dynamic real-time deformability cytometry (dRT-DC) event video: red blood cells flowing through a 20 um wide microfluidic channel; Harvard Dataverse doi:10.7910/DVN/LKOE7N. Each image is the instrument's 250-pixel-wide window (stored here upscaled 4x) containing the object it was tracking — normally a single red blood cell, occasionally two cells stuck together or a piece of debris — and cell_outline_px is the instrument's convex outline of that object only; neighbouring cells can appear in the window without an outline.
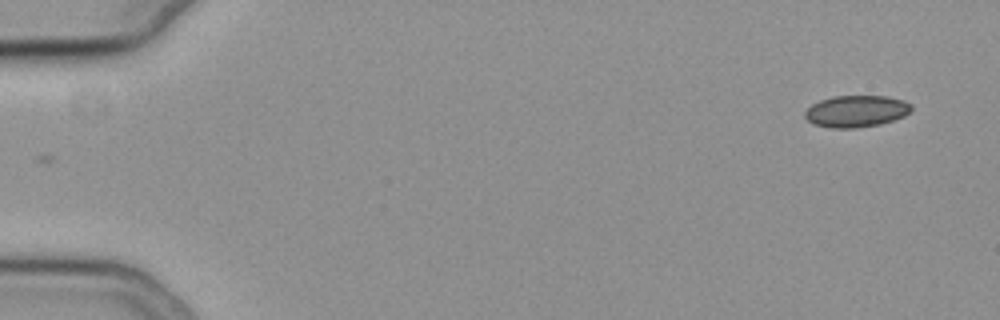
{"species": "common noctule bat (a hibernating species)", "species_latin": "Nyctalus noctula", "temperature_condition": "cold", "stored_images_in_passage": 53, "camera_frame_rate_fps": 3000, "um_per_image_px": 0.085, "animal": {"sex": "female", "body_mass_g": 19.3, "forearm_length_mm": 54.1}, "frame": {"image": 1, "passage_image": 1, "time_ms": 0.0, "image_size_px": [1000, 320], "cell_outline_px": [[912, 112], [904, 116], [880, 124], [856, 128], [832, 128], [812, 124], [804, 116], [804, 112], [812, 104], [820, 100], [832, 96], [888, 96], [904, 100], [912, 104]], "centroid_in_image_um": [72.79, 9.45], "position_along_channel_um": 12.2, "area_um2": 19.88}}
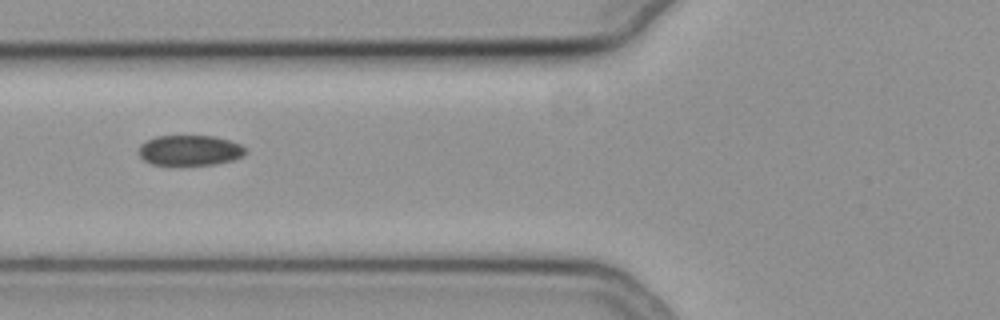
{"frame": {"image": 2, "passage_image": 20, "time_ms": 6.333, "image_size_px": [1000, 320], "cell_outline_px": [[248, 152], [232, 160], [212, 164], [176, 168], [152, 164], [144, 160], [140, 156], [140, 144], [156, 136], [216, 136], [240, 144]], "centroid_in_image_um": [16.1, 12.82], "position_along_channel_um": 109.7, "area_um2": 19.36}}
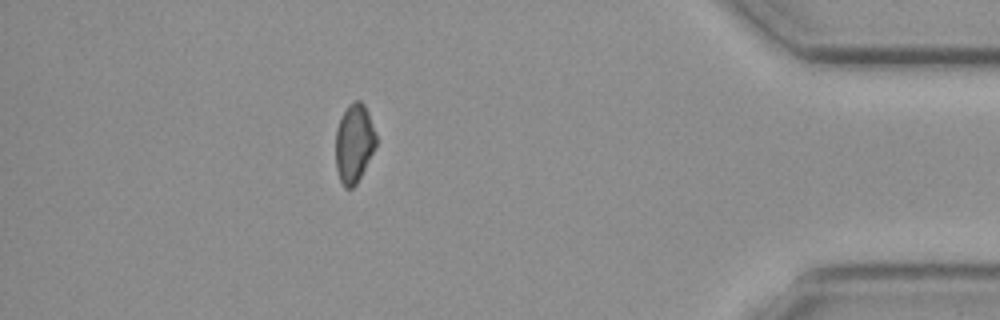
{"frame": {"image": 3, "passage_image": 47, "time_ms": 15.333, "image_size_px": [1000, 320], "cell_outline_px": [[376, 144], [356, 184], [352, 188], [344, 188], [340, 180], [336, 168], [336, 128], [348, 104], [356, 100], [360, 100], [364, 104], [368, 112], [376, 136]], "centroid_in_image_um": [30.08, 12.17], "position_along_channel_um": 405.1, "area_um2": 18.21}, "authors_computed_cell_mechanics": {"area_um2": 19.7098, "velocity_mm_per_s": 3.7845, "shape_relaxation_time_tau1_ms": 1.3076, "shape_relaxation_time_tau2_ms": 10.0015, "deformation_change_tau1": 0.0437, "deformation_change_tau2": 0.1308}}